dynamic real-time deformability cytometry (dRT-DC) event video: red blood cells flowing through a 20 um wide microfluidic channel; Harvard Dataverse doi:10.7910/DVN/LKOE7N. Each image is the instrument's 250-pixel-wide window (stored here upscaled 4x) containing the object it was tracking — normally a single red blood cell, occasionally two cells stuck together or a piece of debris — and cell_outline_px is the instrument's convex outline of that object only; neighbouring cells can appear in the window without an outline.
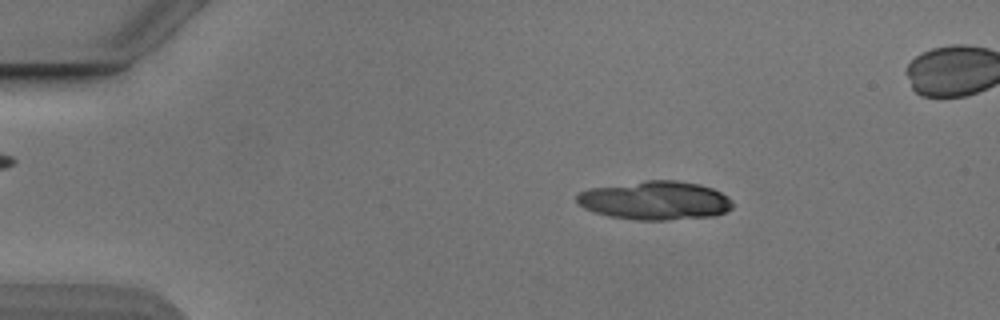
{"species": "Egyptian fruit bat (a non-hibernating species)", "species_latin": "Rousettus aegyptiacus", "temperature_condition": "cold", "stored_images_in_passage": 20, "camera_frame_rate_fps": 3000, "um_per_image_px": 0.085, "animal": {"sex": "male"}, "frame": {"image": 1, "passage_image": 9, "time_ms": 2.667, "image_size_px": [1000, 320], "cell_outline_px": [[732, 208], [724, 212], [712, 216], [668, 220], [636, 220], [608, 216], [592, 212], [584, 208], [576, 200], [576, 196], [580, 192], [592, 188], [644, 180], [676, 180], [700, 184], [712, 188], [720, 192], [732, 204]], "centroid_in_image_um": [55.65, 17.04], "position_along_channel_um": 29.4, "area_um2": 34.97}}